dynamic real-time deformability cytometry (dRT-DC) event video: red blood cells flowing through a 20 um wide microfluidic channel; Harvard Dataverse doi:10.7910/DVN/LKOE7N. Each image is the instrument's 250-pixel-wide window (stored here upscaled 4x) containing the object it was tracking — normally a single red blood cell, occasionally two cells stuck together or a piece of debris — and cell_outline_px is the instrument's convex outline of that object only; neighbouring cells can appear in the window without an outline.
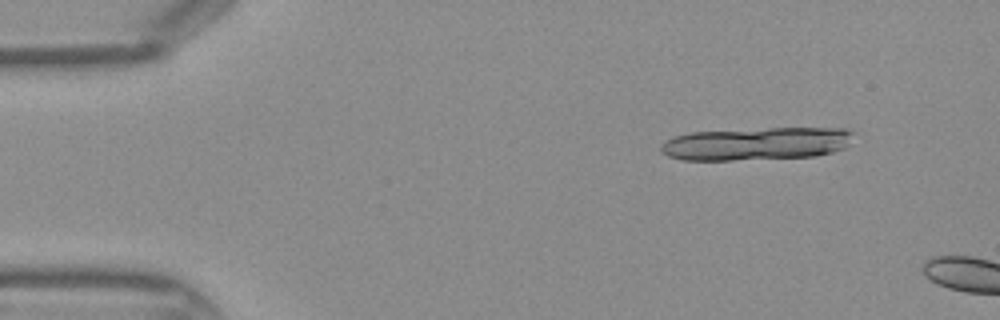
{"species": "Egyptian fruit bat (a non-hibernating species)", "species_latin": "Rousettus aegyptiacus", "temperature_condition": "warm", "stored_images_in_passage": 10, "camera_frame_rate_fps": 3000, "um_per_image_px": 0.085, "frame": {"image": 1, "passage_image": 5, "time_ms": 1.333, "image_size_px": [1000, 320], "cell_outline_px": [[856, 132], [848, 144], [844, 148], [832, 152], [816, 156], [732, 160], [684, 160], [668, 156], [660, 152], [660, 144], [672, 136], [692, 132], [768, 128], [848, 128]], "centroid_in_image_um": [64.3, 12.21], "position_along_channel_um": 20.7, "area_um2": 37.17}}